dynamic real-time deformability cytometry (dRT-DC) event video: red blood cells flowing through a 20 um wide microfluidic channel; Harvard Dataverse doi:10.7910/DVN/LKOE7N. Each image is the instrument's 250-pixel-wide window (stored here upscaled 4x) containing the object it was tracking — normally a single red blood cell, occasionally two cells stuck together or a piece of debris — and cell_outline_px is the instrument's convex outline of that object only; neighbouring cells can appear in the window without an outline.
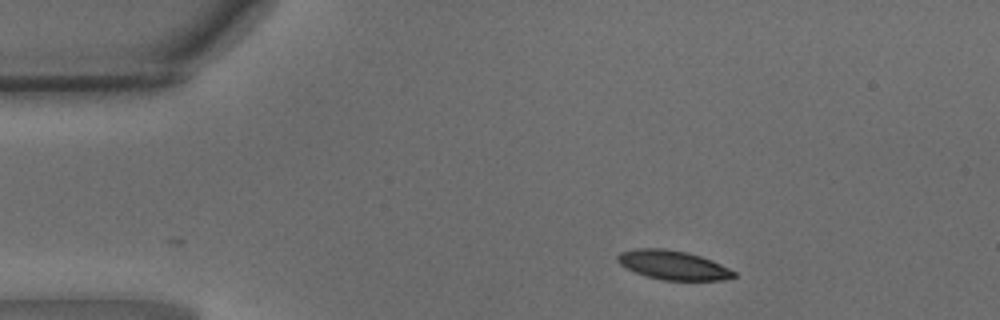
{"species": "common noctule bat (a hibernating species)", "species_latin": "Nyctalus noctula", "temperature_condition": "warm", "stored_images_in_passage": 36, "camera_frame_rate_fps": 3000, "um_per_image_px": 0.085, "animal": {"sex": "male", "body_mass_g": 15.6}, "frame": {"image": 1, "passage_image": 1, "time_ms": 0.0, "image_size_px": [1000, 320], "cell_outline_px": [[736, 276], [720, 280], [664, 280], [648, 276], [636, 272], [620, 264], [616, 260], [616, 256], [620, 252], [636, 248], [664, 248], [684, 252], [700, 256], [712, 260], [736, 272]], "centroid_in_image_um": [57.19, 22.52], "position_along_channel_um": 27.8, "area_um2": 19.48}}
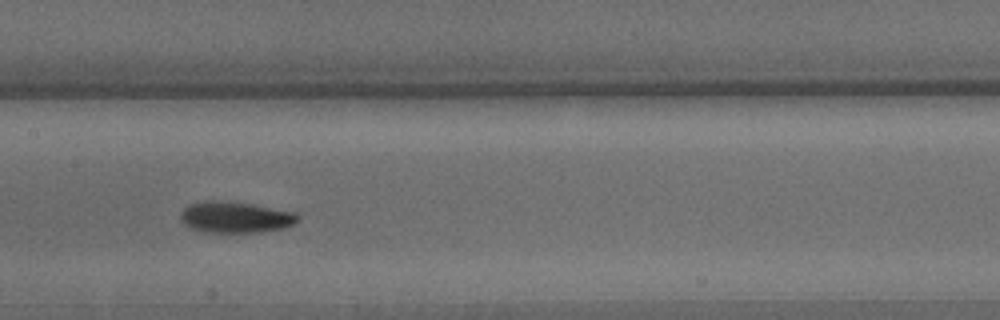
{"frame": {"image": 2, "passage_image": 17, "time_ms": 5.333, "image_size_px": [1000, 320], "cell_outline_px": [[300, 216], [292, 224], [280, 228], [260, 232], [204, 232], [192, 228], [184, 224], [180, 220], [180, 212], [188, 204], [208, 200], [228, 200], [252, 204], [296, 212]], "centroid_in_image_um": [19.96, 18.44], "position_along_channel_um": 187.4, "area_um2": 21.39}}
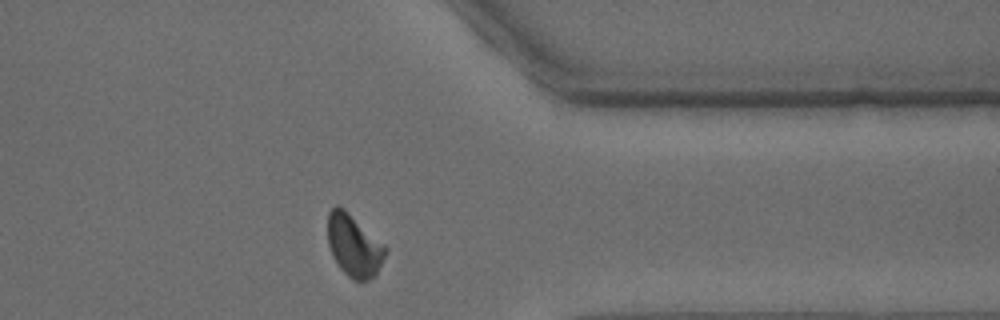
{"frame": {"image": 3, "passage_image": 32, "time_ms": 10.333, "image_size_px": [1000, 320], "cell_outline_px": [[388, 252], [376, 276], [368, 280], [352, 280], [340, 268], [332, 256], [328, 244], [328, 212], [336, 204], [344, 208], [388, 248]], "centroid_in_image_um": [30.1, 20.89], "position_along_channel_um": 381.3, "area_um2": 21.04}, "authors_computed_cell_mechanics": {"area_um2": 20.8658, "velocity_mm_per_s": 4.084, "shape_relaxation_time_tau1_ms": 2.0701, "shape_relaxation_time_tau2_ms": 3.302, "deformation_change_tau1": 0.1291, "deformation_change_tau2": 0.0914}}